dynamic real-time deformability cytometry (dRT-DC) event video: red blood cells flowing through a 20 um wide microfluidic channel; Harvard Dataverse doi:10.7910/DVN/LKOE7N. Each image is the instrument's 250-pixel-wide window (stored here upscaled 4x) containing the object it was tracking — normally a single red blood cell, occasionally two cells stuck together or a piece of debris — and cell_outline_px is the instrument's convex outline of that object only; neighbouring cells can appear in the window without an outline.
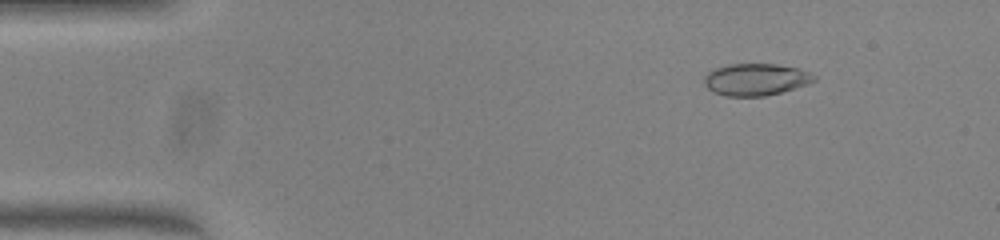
{"species": "common noctule bat (a hibernating species)", "species_latin": "Nyctalus noctula", "temperature_condition": "warm", "stored_images_in_passage": 51, "camera_frame_rate_fps": 3000, "um_per_image_px": 0.085, "animal": {"sex": "female", "body_mass_g": 23.0, "forearm_length_mm": 53.4}, "frame": {"image": 1, "passage_image": 7, "time_ms": 2.0, "image_size_px": [1000, 240], "cell_outline_px": [[816, 80], [808, 84], [780, 92], [764, 96], [724, 96], [712, 92], [704, 84], [704, 76], [708, 72], [716, 68], [728, 64], [776, 64], [796, 68], [808, 72], [816, 76]], "centroid_in_image_um": [64.21, 6.76], "position_along_channel_um": 20.8, "area_um2": 20.4}}
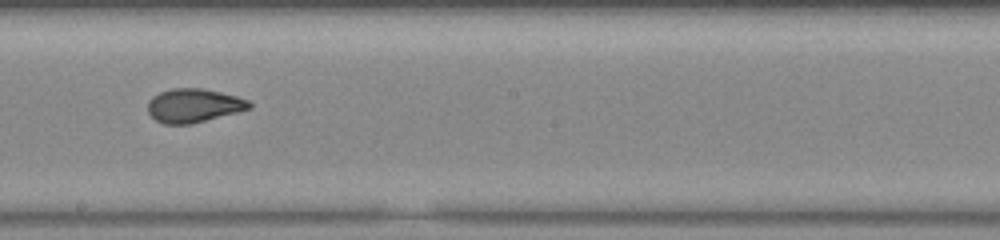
{"frame": {"image": 2, "passage_image": 29, "time_ms": 9.333, "image_size_px": [1000, 240], "cell_outline_px": [[252, 108], [192, 124], [164, 124], [156, 120], [148, 112], [148, 100], [152, 96], [160, 92], [172, 88], [200, 88], [220, 92], [236, 96], [248, 100], [252, 104]], "centroid_in_image_um": [16.45, 8.97], "position_along_channel_um": 231.7, "area_um2": 19.94}}
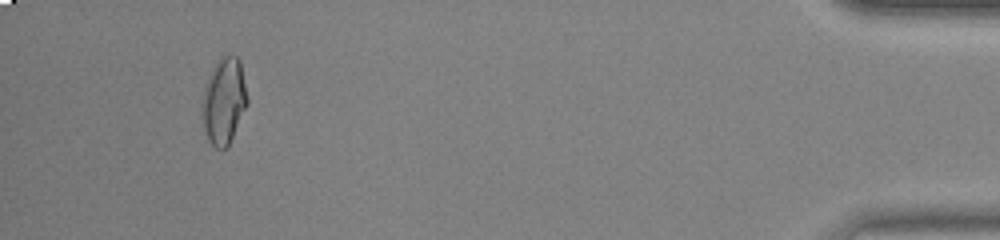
{"frame": {"image": 3, "passage_image": 48, "time_ms": 15.667, "image_size_px": [1000, 240], "cell_outline_px": [[248, 104], [228, 148], [216, 148], [208, 140], [204, 128], [200, 112], [200, 100], [204, 88], [212, 68], [216, 60], [220, 56], [236, 56], [240, 60], [248, 100]], "centroid_in_image_um": [19.01, 8.6], "position_along_channel_um": 416.2, "area_um2": 23.18}}